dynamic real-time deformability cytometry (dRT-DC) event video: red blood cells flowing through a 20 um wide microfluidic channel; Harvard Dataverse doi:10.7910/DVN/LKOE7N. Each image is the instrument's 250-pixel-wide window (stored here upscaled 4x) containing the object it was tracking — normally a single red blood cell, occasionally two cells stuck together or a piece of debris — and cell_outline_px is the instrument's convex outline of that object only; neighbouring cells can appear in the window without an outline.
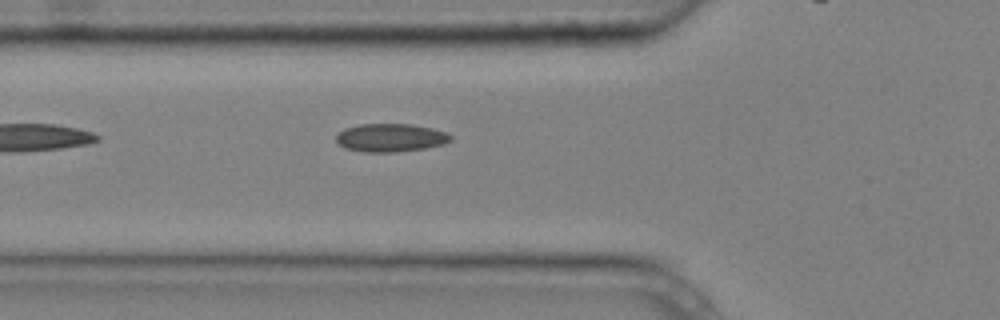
{"species": "common noctule bat (a hibernating species)", "species_latin": "Nyctalus noctula", "temperature_condition": "cold", "stored_images_in_passage": 6, "camera_frame_rate_fps": 3000, "um_per_image_px": 0.085, "animal": {"sex": "male", "body_mass_g": 20.4}, "frame": {"image": 1, "passage_image": 5, "time_ms": 1.333, "image_size_px": [1000, 320], "cell_outline_px": [[452, 140], [444, 144], [424, 148], [392, 152], [364, 152], [344, 148], [336, 140], [336, 136], [344, 128], [360, 124], [412, 124], [432, 128], [448, 132], [452, 136]], "centroid_in_image_um": [33.22, 11.7], "position_along_channel_um": 92.6, "area_um2": 18.84}}